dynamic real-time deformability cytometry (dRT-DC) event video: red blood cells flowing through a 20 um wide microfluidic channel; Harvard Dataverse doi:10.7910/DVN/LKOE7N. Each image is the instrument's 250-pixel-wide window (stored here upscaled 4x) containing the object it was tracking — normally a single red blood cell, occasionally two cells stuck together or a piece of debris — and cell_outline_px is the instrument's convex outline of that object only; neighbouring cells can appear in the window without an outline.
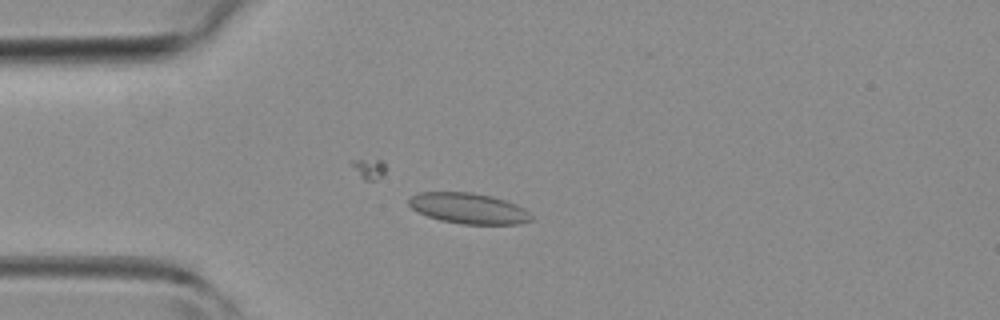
{"species": "common noctule bat (a hibernating species)", "species_latin": "Nyctalus noctula", "temperature_condition": "room temperature", "stored_images_in_passage": 2, "camera_frame_rate_fps": 3000, "um_per_image_px": 0.085, "animal": {"sex": "female", "body_mass_g": 19.3, "forearm_length_mm": 54.1}, "frame": {"image": 1, "passage_image": 1, "time_ms": 0.0, "image_size_px": [1000, 320], "cell_outline_px": [[536, 216], [532, 220], [520, 224], [464, 224], [440, 220], [428, 216], [412, 208], [408, 204], [408, 200], [416, 192], [472, 192], [492, 196], [516, 204], [524, 208]], "centroid_in_image_um": [39.87, 17.71], "position_along_channel_um": 45.1, "area_um2": 22.02}}